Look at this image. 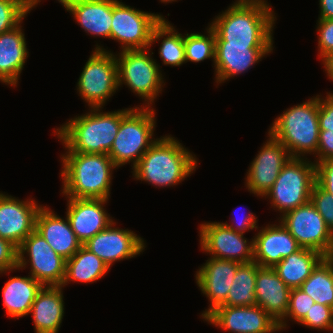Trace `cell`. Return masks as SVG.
Masks as SVG:
<instances>
[{
	"mask_svg": "<svg viewBox=\"0 0 333 333\" xmlns=\"http://www.w3.org/2000/svg\"><path fill=\"white\" fill-rule=\"evenodd\" d=\"M197 156L171 134L163 135L144 153L132 169L134 180L156 188L177 186L196 171Z\"/></svg>",
	"mask_w": 333,
	"mask_h": 333,
	"instance_id": "cell-1",
	"label": "cell"
},
{
	"mask_svg": "<svg viewBox=\"0 0 333 333\" xmlns=\"http://www.w3.org/2000/svg\"><path fill=\"white\" fill-rule=\"evenodd\" d=\"M103 109V107L89 108L85 114H78L60 127L54 128L53 133L62 142L65 152L96 154L110 152L121 119L132 107L109 112H103Z\"/></svg>",
	"mask_w": 333,
	"mask_h": 333,
	"instance_id": "cell-2",
	"label": "cell"
},
{
	"mask_svg": "<svg viewBox=\"0 0 333 333\" xmlns=\"http://www.w3.org/2000/svg\"><path fill=\"white\" fill-rule=\"evenodd\" d=\"M60 158L64 198L110 199L118 168L108 154L65 152Z\"/></svg>",
	"mask_w": 333,
	"mask_h": 333,
	"instance_id": "cell-3",
	"label": "cell"
},
{
	"mask_svg": "<svg viewBox=\"0 0 333 333\" xmlns=\"http://www.w3.org/2000/svg\"><path fill=\"white\" fill-rule=\"evenodd\" d=\"M221 13V14H220ZM209 26L215 42L227 45H273L276 13L271 6H229Z\"/></svg>",
	"mask_w": 333,
	"mask_h": 333,
	"instance_id": "cell-4",
	"label": "cell"
},
{
	"mask_svg": "<svg viewBox=\"0 0 333 333\" xmlns=\"http://www.w3.org/2000/svg\"><path fill=\"white\" fill-rule=\"evenodd\" d=\"M318 111L319 95H315L284 110L273 120L268 132L284 145L291 157L315 155L320 132Z\"/></svg>",
	"mask_w": 333,
	"mask_h": 333,
	"instance_id": "cell-5",
	"label": "cell"
},
{
	"mask_svg": "<svg viewBox=\"0 0 333 333\" xmlns=\"http://www.w3.org/2000/svg\"><path fill=\"white\" fill-rule=\"evenodd\" d=\"M152 48L123 50L115 53L118 88L123 84L142 99L134 107L152 108L166 81L161 66L153 58ZM165 81V82H164Z\"/></svg>",
	"mask_w": 333,
	"mask_h": 333,
	"instance_id": "cell-6",
	"label": "cell"
},
{
	"mask_svg": "<svg viewBox=\"0 0 333 333\" xmlns=\"http://www.w3.org/2000/svg\"><path fill=\"white\" fill-rule=\"evenodd\" d=\"M155 108L133 107L122 119L108 155L119 169L131 163V170L158 139L154 137Z\"/></svg>",
	"mask_w": 333,
	"mask_h": 333,
	"instance_id": "cell-7",
	"label": "cell"
},
{
	"mask_svg": "<svg viewBox=\"0 0 333 333\" xmlns=\"http://www.w3.org/2000/svg\"><path fill=\"white\" fill-rule=\"evenodd\" d=\"M315 179L316 164L312 159L291 157L264 198L281 217L310 201Z\"/></svg>",
	"mask_w": 333,
	"mask_h": 333,
	"instance_id": "cell-8",
	"label": "cell"
},
{
	"mask_svg": "<svg viewBox=\"0 0 333 333\" xmlns=\"http://www.w3.org/2000/svg\"><path fill=\"white\" fill-rule=\"evenodd\" d=\"M77 80L78 96L89 108H102L118 88L115 53L96 43Z\"/></svg>",
	"mask_w": 333,
	"mask_h": 333,
	"instance_id": "cell-9",
	"label": "cell"
},
{
	"mask_svg": "<svg viewBox=\"0 0 333 333\" xmlns=\"http://www.w3.org/2000/svg\"><path fill=\"white\" fill-rule=\"evenodd\" d=\"M166 19L160 13L145 12L122 0H112L110 39L120 44V51L150 48L153 28Z\"/></svg>",
	"mask_w": 333,
	"mask_h": 333,
	"instance_id": "cell-10",
	"label": "cell"
},
{
	"mask_svg": "<svg viewBox=\"0 0 333 333\" xmlns=\"http://www.w3.org/2000/svg\"><path fill=\"white\" fill-rule=\"evenodd\" d=\"M17 253L18 271L30 266L28 274L43 286H62L66 260L36 230L23 240Z\"/></svg>",
	"mask_w": 333,
	"mask_h": 333,
	"instance_id": "cell-11",
	"label": "cell"
},
{
	"mask_svg": "<svg viewBox=\"0 0 333 333\" xmlns=\"http://www.w3.org/2000/svg\"><path fill=\"white\" fill-rule=\"evenodd\" d=\"M278 220L301 248L315 250L325 257H333V233L310 201L284 213Z\"/></svg>",
	"mask_w": 333,
	"mask_h": 333,
	"instance_id": "cell-12",
	"label": "cell"
},
{
	"mask_svg": "<svg viewBox=\"0 0 333 333\" xmlns=\"http://www.w3.org/2000/svg\"><path fill=\"white\" fill-rule=\"evenodd\" d=\"M200 250L212 258L235 261L240 264L253 262V237L235 232L222 222H203L199 225Z\"/></svg>",
	"mask_w": 333,
	"mask_h": 333,
	"instance_id": "cell-13",
	"label": "cell"
},
{
	"mask_svg": "<svg viewBox=\"0 0 333 333\" xmlns=\"http://www.w3.org/2000/svg\"><path fill=\"white\" fill-rule=\"evenodd\" d=\"M267 140L251 161L245 176V187L251 194L263 198L276 181L291 155L284 145L267 132Z\"/></svg>",
	"mask_w": 333,
	"mask_h": 333,
	"instance_id": "cell-14",
	"label": "cell"
},
{
	"mask_svg": "<svg viewBox=\"0 0 333 333\" xmlns=\"http://www.w3.org/2000/svg\"><path fill=\"white\" fill-rule=\"evenodd\" d=\"M116 223L118 222L114 220L106 229L98 232L83 244L110 269L115 262L140 256L147 247L142 237L128 228L116 227Z\"/></svg>",
	"mask_w": 333,
	"mask_h": 333,
	"instance_id": "cell-15",
	"label": "cell"
},
{
	"mask_svg": "<svg viewBox=\"0 0 333 333\" xmlns=\"http://www.w3.org/2000/svg\"><path fill=\"white\" fill-rule=\"evenodd\" d=\"M203 321L231 333H276L278 323L260 306H219Z\"/></svg>",
	"mask_w": 333,
	"mask_h": 333,
	"instance_id": "cell-16",
	"label": "cell"
},
{
	"mask_svg": "<svg viewBox=\"0 0 333 333\" xmlns=\"http://www.w3.org/2000/svg\"><path fill=\"white\" fill-rule=\"evenodd\" d=\"M42 204L34 198L21 200L0 191V238L17 248L35 230L36 216Z\"/></svg>",
	"mask_w": 333,
	"mask_h": 333,
	"instance_id": "cell-17",
	"label": "cell"
},
{
	"mask_svg": "<svg viewBox=\"0 0 333 333\" xmlns=\"http://www.w3.org/2000/svg\"><path fill=\"white\" fill-rule=\"evenodd\" d=\"M274 45H227L215 42L214 74L217 87L234 76L248 72L263 57L270 55Z\"/></svg>",
	"mask_w": 333,
	"mask_h": 333,
	"instance_id": "cell-18",
	"label": "cell"
},
{
	"mask_svg": "<svg viewBox=\"0 0 333 333\" xmlns=\"http://www.w3.org/2000/svg\"><path fill=\"white\" fill-rule=\"evenodd\" d=\"M240 265L235 261L210 257L196 271L194 276L196 284L210 302L208 308L200 315L202 320L226 301L235 273Z\"/></svg>",
	"mask_w": 333,
	"mask_h": 333,
	"instance_id": "cell-19",
	"label": "cell"
},
{
	"mask_svg": "<svg viewBox=\"0 0 333 333\" xmlns=\"http://www.w3.org/2000/svg\"><path fill=\"white\" fill-rule=\"evenodd\" d=\"M66 216L82 245L115 219L107 212L108 199L66 198Z\"/></svg>",
	"mask_w": 333,
	"mask_h": 333,
	"instance_id": "cell-20",
	"label": "cell"
},
{
	"mask_svg": "<svg viewBox=\"0 0 333 333\" xmlns=\"http://www.w3.org/2000/svg\"><path fill=\"white\" fill-rule=\"evenodd\" d=\"M278 222L261 226L253 236V261L261 267L274 268L282 259L301 248L285 226Z\"/></svg>",
	"mask_w": 333,
	"mask_h": 333,
	"instance_id": "cell-21",
	"label": "cell"
},
{
	"mask_svg": "<svg viewBox=\"0 0 333 333\" xmlns=\"http://www.w3.org/2000/svg\"><path fill=\"white\" fill-rule=\"evenodd\" d=\"M35 230L65 260L70 259L82 246L67 216L65 219L60 217L47 205H42L37 213Z\"/></svg>",
	"mask_w": 333,
	"mask_h": 333,
	"instance_id": "cell-22",
	"label": "cell"
},
{
	"mask_svg": "<svg viewBox=\"0 0 333 333\" xmlns=\"http://www.w3.org/2000/svg\"><path fill=\"white\" fill-rule=\"evenodd\" d=\"M91 37L110 40L112 0H57Z\"/></svg>",
	"mask_w": 333,
	"mask_h": 333,
	"instance_id": "cell-23",
	"label": "cell"
},
{
	"mask_svg": "<svg viewBox=\"0 0 333 333\" xmlns=\"http://www.w3.org/2000/svg\"><path fill=\"white\" fill-rule=\"evenodd\" d=\"M291 289L279 278L274 268L259 267L256 274L257 306L279 323L286 315Z\"/></svg>",
	"mask_w": 333,
	"mask_h": 333,
	"instance_id": "cell-24",
	"label": "cell"
},
{
	"mask_svg": "<svg viewBox=\"0 0 333 333\" xmlns=\"http://www.w3.org/2000/svg\"><path fill=\"white\" fill-rule=\"evenodd\" d=\"M22 23L0 34V82L13 88L17 87L29 56Z\"/></svg>",
	"mask_w": 333,
	"mask_h": 333,
	"instance_id": "cell-25",
	"label": "cell"
},
{
	"mask_svg": "<svg viewBox=\"0 0 333 333\" xmlns=\"http://www.w3.org/2000/svg\"><path fill=\"white\" fill-rule=\"evenodd\" d=\"M62 286H43L36 296L29 314L35 333H58L65 314Z\"/></svg>",
	"mask_w": 333,
	"mask_h": 333,
	"instance_id": "cell-26",
	"label": "cell"
},
{
	"mask_svg": "<svg viewBox=\"0 0 333 333\" xmlns=\"http://www.w3.org/2000/svg\"><path fill=\"white\" fill-rule=\"evenodd\" d=\"M43 285L32 276H14L2 288L6 315L17 320L29 315L31 306Z\"/></svg>",
	"mask_w": 333,
	"mask_h": 333,
	"instance_id": "cell-27",
	"label": "cell"
},
{
	"mask_svg": "<svg viewBox=\"0 0 333 333\" xmlns=\"http://www.w3.org/2000/svg\"><path fill=\"white\" fill-rule=\"evenodd\" d=\"M324 258L315 250L300 248L282 259L274 270L290 289L299 288Z\"/></svg>",
	"mask_w": 333,
	"mask_h": 333,
	"instance_id": "cell-28",
	"label": "cell"
},
{
	"mask_svg": "<svg viewBox=\"0 0 333 333\" xmlns=\"http://www.w3.org/2000/svg\"><path fill=\"white\" fill-rule=\"evenodd\" d=\"M109 270L110 267L105 262L82 245L70 259L66 260L62 287H66L71 281L73 283H96Z\"/></svg>",
	"mask_w": 333,
	"mask_h": 333,
	"instance_id": "cell-29",
	"label": "cell"
},
{
	"mask_svg": "<svg viewBox=\"0 0 333 333\" xmlns=\"http://www.w3.org/2000/svg\"><path fill=\"white\" fill-rule=\"evenodd\" d=\"M160 40L162 41L158 53L163 65L180 67L186 63L184 34L179 33L167 19H162L153 28L150 47Z\"/></svg>",
	"mask_w": 333,
	"mask_h": 333,
	"instance_id": "cell-30",
	"label": "cell"
},
{
	"mask_svg": "<svg viewBox=\"0 0 333 333\" xmlns=\"http://www.w3.org/2000/svg\"><path fill=\"white\" fill-rule=\"evenodd\" d=\"M256 262L241 264L235 273L226 301L221 306H252L257 305L255 298Z\"/></svg>",
	"mask_w": 333,
	"mask_h": 333,
	"instance_id": "cell-31",
	"label": "cell"
},
{
	"mask_svg": "<svg viewBox=\"0 0 333 333\" xmlns=\"http://www.w3.org/2000/svg\"><path fill=\"white\" fill-rule=\"evenodd\" d=\"M299 288L315 303L333 308V257H325Z\"/></svg>",
	"mask_w": 333,
	"mask_h": 333,
	"instance_id": "cell-32",
	"label": "cell"
},
{
	"mask_svg": "<svg viewBox=\"0 0 333 333\" xmlns=\"http://www.w3.org/2000/svg\"><path fill=\"white\" fill-rule=\"evenodd\" d=\"M205 33H185V60L187 62L201 63L206 59H211L215 64V32L208 25Z\"/></svg>",
	"mask_w": 333,
	"mask_h": 333,
	"instance_id": "cell-33",
	"label": "cell"
},
{
	"mask_svg": "<svg viewBox=\"0 0 333 333\" xmlns=\"http://www.w3.org/2000/svg\"><path fill=\"white\" fill-rule=\"evenodd\" d=\"M36 7L33 0H0V34L18 26Z\"/></svg>",
	"mask_w": 333,
	"mask_h": 333,
	"instance_id": "cell-34",
	"label": "cell"
},
{
	"mask_svg": "<svg viewBox=\"0 0 333 333\" xmlns=\"http://www.w3.org/2000/svg\"><path fill=\"white\" fill-rule=\"evenodd\" d=\"M315 304L313 299L300 288H292L290 292L289 306L285 317L278 323L279 330L288 329L291 322L299 323Z\"/></svg>",
	"mask_w": 333,
	"mask_h": 333,
	"instance_id": "cell-35",
	"label": "cell"
},
{
	"mask_svg": "<svg viewBox=\"0 0 333 333\" xmlns=\"http://www.w3.org/2000/svg\"><path fill=\"white\" fill-rule=\"evenodd\" d=\"M298 324L319 331H332L333 308L331 306L315 303Z\"/></svg>",
	"mask_w": 333,
	"mask_h": 333,
	"instance_id": "cell-36",
	"label": "cell"
},
{
	"mask_svg": "<svg viewBox=\"0 0 333 333\" xmlns=\"http://www.w3.org/2000/svg\"><path fill=\"white\" fill-rule=\"evenodd\" d=\"M310 202L323 217L327 227L333 233V195L314 183Z\"/></svg>",
	"mask_w": 333,
	"mask_h": 333,
	"instance_id": "cell-37",
	"label": "cell"
},
{
	"mask_svg": "<svg viewBox=\"0 0 333 333\" xmlns=\"http://www.w3.org/2000/svg\"><path fill=\"white\" fill-rule=\"evenodd\" d=\"M316 26L318 56L321 62L333 54V19H318Z\"/></svg>",
	"mask_w": 333,
	"mask_h": 333,
	"instance_id": "cell-38",
	"label": "cell"
},
{
	"mask_svg": "<svg viewBox=\"0 0 333 333\" xmlns=\"http://www.w3.org/2000/svg\"><path fill=\"white\" fill-rule=\"evenodd\" d=\"M18 268L17 247L10 241L0 238V275L13 273Z\"/></svg>",
	"mask_w": 333,
	"mask_h": 333,
	"instance_id": "cell-39",
	"label": "cell"
},
{
	"mask_svg": "<svg viewBox=\"0 0 333 333\" xmlns=\"http://www.w3.org/2000/svg\"><path fill=\"white\" fill-rule=\"evenodd\" d=\"M320 130L333 131V93L327 92L326 96L319 95L318 111Z\"/></svg>",
	"mask_w": 333,
	"mask_h": 333,
	"instance_id": "cell-40",
	"label": "cell"
},
{
	"mask_svg": "<svg viewBox=\"0 0 333 333\" xmlns=\"http://www.w3.org/2000/svg\"><path fill=\"white\" fill-rule=\"evenodd\" d=\"M316 183L333 195V159L316 163Z\"/></svg>",
	"mask_w": 333,
	"mask_h": 333,
	"instance_id": "cell-41",
	"label": "cell"
},
{
	"mask_svg": "<svg viewBox=\"0 0 333 333\" xmlns=\"http://www.w3.org/2000/svg\"><path fill=\"white\" fill-rule=\"evenodd\" d=\"M313 157H315L313 161L315 164L326 159H333V131L320 130L317 152Z\"/></svg>",
	"mask_w": 333,
	"mask_h": 333,
	"instance_id": "cell-42",
	"label": "cell"
},
{
	"mask_svg": "<svg viewBox=\"0 0 333 333\" xmlns=\"http://www.w3.org/2000/svg\"><path fill=\"white\" fill-rule=\"evenodd\" d=\"M231 221L232 224L231 223L228 224L227 221L224 222L223 224L229 227L231 230L242 234H244L247 231L249 232L251 230H255L256 232V230L258 231L259 230L258 228H260L257 225L258 224L257 216L252 211L243 214V217H241L240 219H238L237 217L236 218L232 217Z\"/></svg>",
	"mask_w": 333,
	"mask_h": 333,
	"instance_id": "cell-43",
	"label": "cell"
},
{
	"mask_svg": "<svg viewBox=\"0 0 333 333\" xmlns=\"http://www.w3.org/2000/svg\"><path fill=\"white\" fill-rule=\"evenodd\" d=\"M318 19H333V0H319Z\"/></svg>",
	"mask_w": 333,
	"mask_h": 333,
	"instance_id": "cell-44",
	"label": "cell"
},
{
	"mask_svg": "<svg viewBox=\"0 0 333 333\" xmlns=\"http://www.w3.org/2000/svg\"><path fill=\"white\" fill-rule=\"evenodd\" d=\"M229 6H271L267 0H236Z\"/></svg>",
	"mask_w": 333,
	"mask_h": 333,
	"instance_id": "cell-45",
	"label": "cell"
},
{
	"mask_svg": "<svg viewBox=\"0 0 333 333\" xmlns=\"http://www.w3.org/2000/svg\"><path fill=\"white\" fill-rule=\"evenodd\" d=\"M324 66V71L328 77V79L333 81V54L329 55L322 61Z\"/></svg>",
	"mask_w": 333,
	"mask_h": 333,
	"instance_id": "cell-46",
	"label": "cell"
},
{
	"mask_svg": "<svg viewBox=\"0 0 333 333\" xmlns=\"http://www.w3.org/2000/svg\"><path fill=\"white\" fill-rule=\"evenodd\" d=\"M161 3H173V2H177V0H159Z\"/></svg>",
	"mask_w": 333,
	"mask_h": 333,
	"instance_id": "cell-47",
	"label": "cell"
},
{
	"mask_svg": "<svg viewBox=\"0 0 333 333\" xmlns=\"http://www.w3.org/2000/svg\"><path fill=\"white\" fill-rule=\"evenodd\" d=\"M41 1H42V0H33V2H34L36 5L40 4Z\"/></svg>",
	"mask_w": 333,
	"mask_h": 333,
	"instance_id": "cell-48",
	"label": "cell"
}]
</instances>
